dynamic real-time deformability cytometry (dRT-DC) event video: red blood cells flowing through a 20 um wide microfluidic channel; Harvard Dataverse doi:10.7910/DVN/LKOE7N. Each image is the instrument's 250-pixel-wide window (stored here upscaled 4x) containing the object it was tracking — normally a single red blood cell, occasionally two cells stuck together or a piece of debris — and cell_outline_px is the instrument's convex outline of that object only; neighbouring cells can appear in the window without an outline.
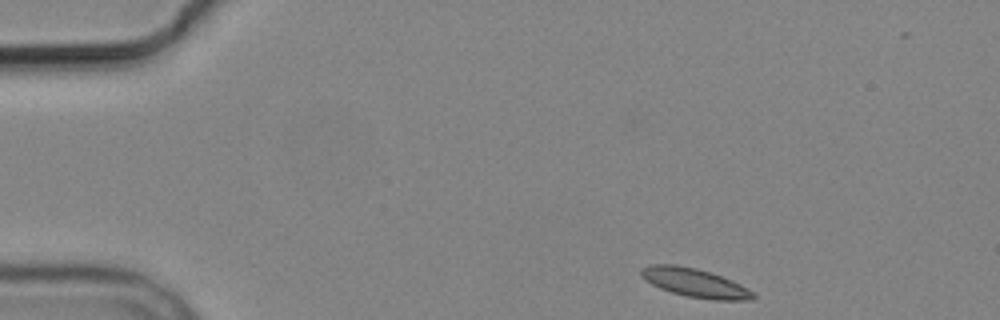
{"species": "common noctule bat (a hibernating species)", "species_latin": "Nyctalus noctula", "temperature_condition": "cold", "stored_images_in_passage": 8, "camera_frame_rate_fps": 3000, "um_per_image_px": 0.085, "animal": {"sex": "male", "body_mass_g": 19.2, "forearm_length_mm": 51.8}, "frame": {"image": 1, "passage_image": 1, "time_ms": 0.0, "image_size_px": [1000, 320], "cell_outline_px": [[756, 296], [752, 300], [712, 300], [688, 296], [672, 292], [660, 288], [652, 284], [640, 276], [640, 268], [648, 264], [676, 264], [696, 268], [732, 280], [740, 284], [752, 292]], "centroid_in_image_um": [59.02, 24.03], "position_along_channel_um": 26.0, "area_um2": 18.67}}
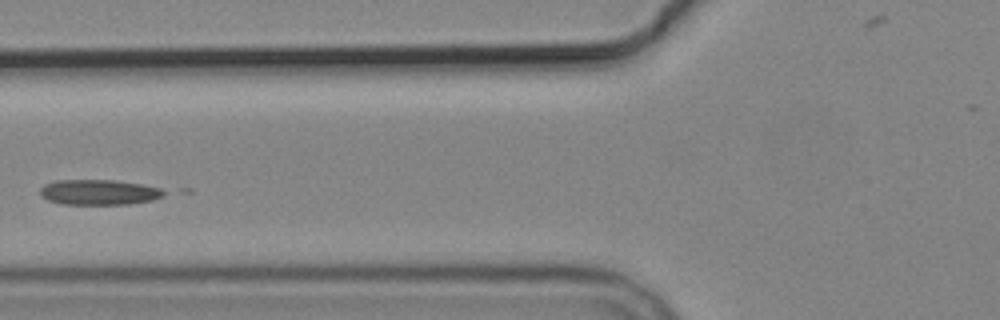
{"frame": {"image": 2, "passage_image": 5, "time_ms": 4.667, "image_size_px": [1000, 320], "cell_outline_px": [[172, 192], [164, 196], [152, 200], [128, 204], [64, 204], [48, 200], [40, 196], [40, 188], [44, 184], [56, 180], [116, 180], [140, 184], [160, 188]], "centroid_in_image_um": [8.45, 16.33], "position_along_channel_um": 117.4, "area_um2": 18.44}}
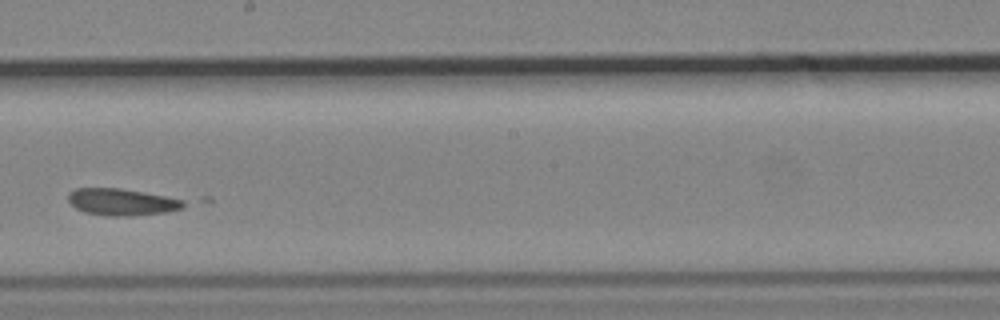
{"frame": {"image": 3, "passage_image": 8, "time_ms": 8.0, "image_size_px": [1000, 320], "cell_outline_px": [[184, 204], [180, 208], [168, 212], [132, 216], [108, 216], [84, 212], [76, 208], [68, 200], [68, 192], [76, 188], [120, 188], [164, 196], [184, 200]], "centroid_in_image_um": [10.31, 17.17], "position_along_channel_um": 237.9, "area_um2": 17.92}}